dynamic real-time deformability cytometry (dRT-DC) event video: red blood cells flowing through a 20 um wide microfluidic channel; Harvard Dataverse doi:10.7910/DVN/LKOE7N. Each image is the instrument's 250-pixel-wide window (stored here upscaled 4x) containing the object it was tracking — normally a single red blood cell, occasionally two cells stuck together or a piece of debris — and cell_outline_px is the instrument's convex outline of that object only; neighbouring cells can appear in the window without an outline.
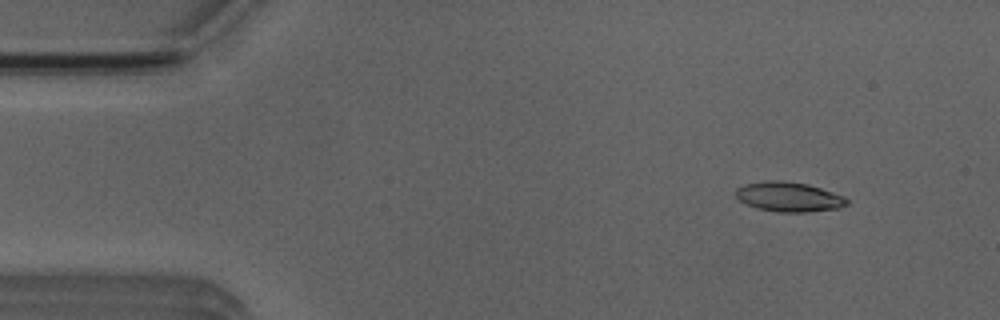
{"species": "Egyptian fruit bat (a non-hibernating species)", "species_latin": "Rousettus aegyptiacus", "temperature_condition": "room temperature", "stored_images_in_passage": 5, "camera_frame_rate_fps": 3000, "um_per_image_px": 0.085, "animal": {"sex": "male"}, "frame": {"image": 1, "passage_image": 1, "time_ms": 0.0, "image_size_px": [1000, 320], "cell_outline_px": [[848, 204], [840, 208], [804, 212], [780, 212], [760, 208], [748, 204], [740, 200], [736, 196], [736, 188], [744, 184], [764, 180], [784, 180], [808, 184], [844, 196], [848, 200]], "centroid_in_image_um": [67.06, 16.71], "position_along_channel_um": 17.9, "area_um2": 19.13}}